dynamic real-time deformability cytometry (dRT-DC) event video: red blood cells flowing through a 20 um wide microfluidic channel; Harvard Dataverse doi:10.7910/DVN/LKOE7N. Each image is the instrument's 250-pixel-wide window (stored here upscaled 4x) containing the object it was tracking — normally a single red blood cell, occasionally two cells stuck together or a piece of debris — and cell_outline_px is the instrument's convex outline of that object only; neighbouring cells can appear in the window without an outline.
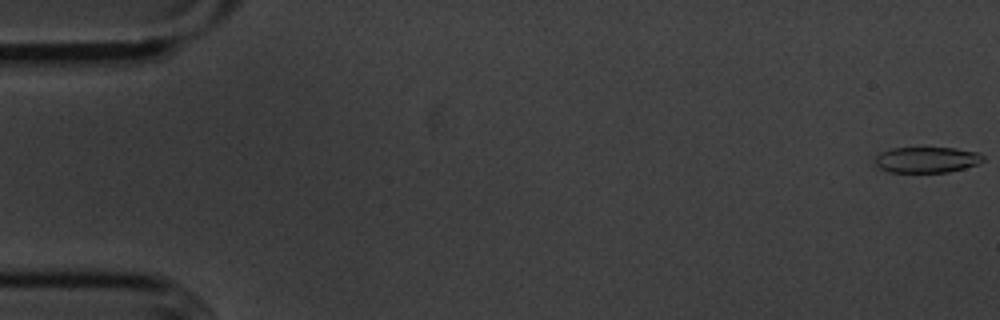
{"species": "common noctule bat (a hibernating species)", "species_latin": "Nyctalus noctula", "temperature_condition": "cold", "stored_images_in_passage": 54, "camera_frame_rate_fps": 3000, "um_per_image_px": 0.085, "animal": {"sex": "male", "body_mass_g": 20.1, "forearm_length_mm": 53.5}, "frame": {"image": 1, "passage_image": 1, "time_ms": 0.0, "image_size_px": [1000, 320], "cell_outline_px": [[984, 160], [976, 164], [964, 168], [948, 172], [888, 172], [880, 168], [876, 164], [876, 156], [880, 152], [892, 148], [956, 148], [976, 152], [984, 156]], "centroid_in_image_um": [78.76, 13.58], "position_along_channel_um": 6.2, "area_um2": 16.13}}
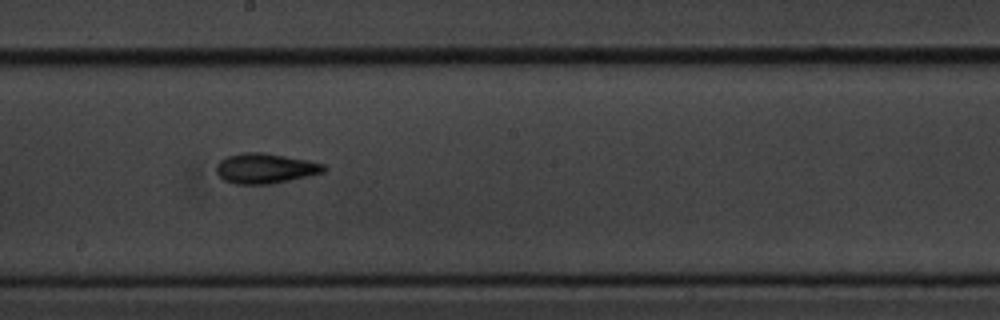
{"frame": {"image": 2, "passage_image": 31, "time_ms": 10.0, "image_size_px": [1000, 320], "cell_outline_px": [[328, 168], [324, 172], [308, 176], [272, 184], [236, 184], [224, 180], [216, 172], [216, 164], [220, 160], [228, 156], [244, 152], [264, 152], [308, 160], [324, 164]], "centroid_in_image_um": [22.56, 14.31], "position_along_channel_um": 225.6, "area_um2": 18.96}}
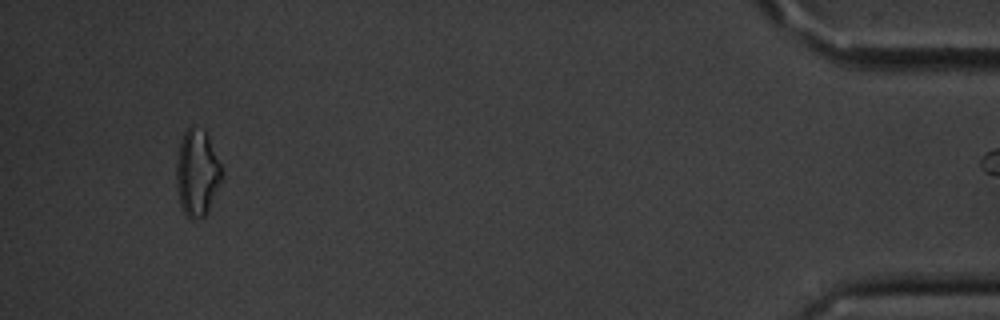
{"frame": {"image": 3, "passage_image": 53, "time_ms": 17.333, "image_size_px": [1000, 320], "cell_outline_px": [[224, 176], [208, 212], [204, 216], [192, 220], [184, 212], [180, 204], [176, 184], [176, 164], [180, 140], [184, 132], [192, 124], [204, 128], [208, 132], [220, 164]], "centroid_in_image_um": [16.77, 14.64], "position_along_channel_um": 418.4, "area_um2": 23.47}}